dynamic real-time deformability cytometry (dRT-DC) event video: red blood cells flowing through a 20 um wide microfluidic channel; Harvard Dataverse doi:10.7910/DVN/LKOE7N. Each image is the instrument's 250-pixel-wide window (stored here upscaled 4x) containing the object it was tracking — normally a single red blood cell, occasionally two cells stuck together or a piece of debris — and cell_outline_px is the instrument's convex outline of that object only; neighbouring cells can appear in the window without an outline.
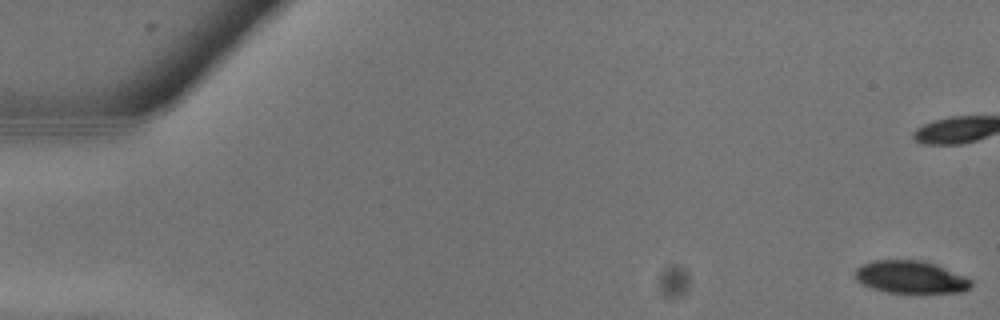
{"species": "common noctule bat (a hibernating species)", "species_latin": "Nyctalus noctula", "temperature_condition": "warm", "stored_images_in_passage": 9, "camera_frame_rate_fps": 3000, "um_per_image_px": 0.085, "animal": {"sex": "male", "body_mass_g": 13.3}, "frame": {"image": 1, "passage_image": 1, "time_ms": 0.0, "image_size_px": [1000, 320], "cell_outline_px": [[972, 284], [964, 292], [888, 292], [872, 288], [860, 284], [856, 280], [856, 268], [872, 260], [924, 260], [936, 264], [964, 276], [972, 280]], "centroid_in_image_um": [77.39, 23.54], "position_along_channel_um": 7.6, "area_um2": 21.85}}